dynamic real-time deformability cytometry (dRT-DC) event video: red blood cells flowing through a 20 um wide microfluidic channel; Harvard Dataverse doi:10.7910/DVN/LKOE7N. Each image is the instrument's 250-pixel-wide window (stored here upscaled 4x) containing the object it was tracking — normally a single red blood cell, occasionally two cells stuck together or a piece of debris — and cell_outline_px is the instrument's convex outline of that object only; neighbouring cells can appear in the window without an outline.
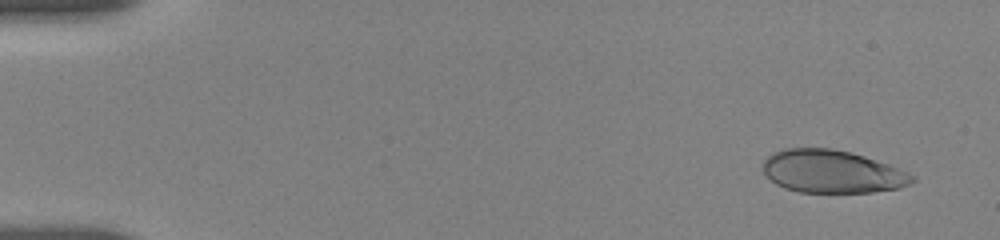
{"species": "human", "species_latin": "Homo sapiens", "temperature_condition": "room temperature", "stored_images_in_passage": 9, "camera_frame_rate_fps": 3000, "um_per_image_px": 0.085, "donor": {"sex": "female"}, "frame": {"image": 1, "passage_image": 1, "time_ms": 0.0, "image_size_px": [1000, 240], "cell_outline_px": [[916, 180], [912, 184], [900, 188], [872, 192], [800, 192], [784, 188], [776, 184], [764, 172], [764, 160], [772, 152], [784, 148], [832, 148], [864, 156], [888, 164], [908, 172], [916, 176]], "centroid_in_image_um": [70.76, 14.58], "position_along_channel_um": 14.2, "area_um2": 37.28}}
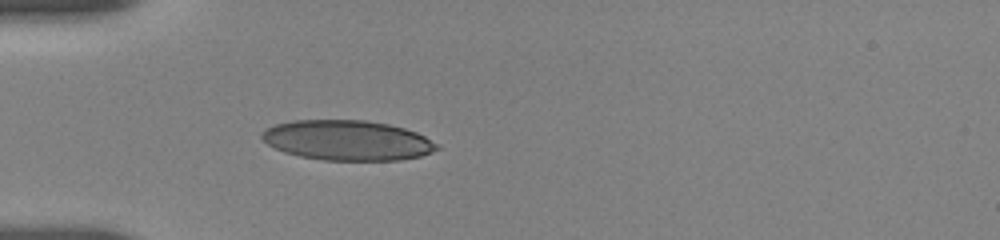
{"frame": {"image": 2, "passage_image": 6, "time_ms": 4.333, "image_size_px": [1000, 240], "cell_outline_px": [[440, 148], [420, 156], [400, 160], [324, 160], [300, 156], [284, 152], [268, 144], [260, 136], [260, 132], [264, 128], [276, 124], [296, 120], [364, 120], [388, 124], [404, 128], [416, 132], [440, 144]], "centroid_in_image_um": [29.52, 11.92], "position_along_channel_um": 55.5, "area_um2": 40.86}}
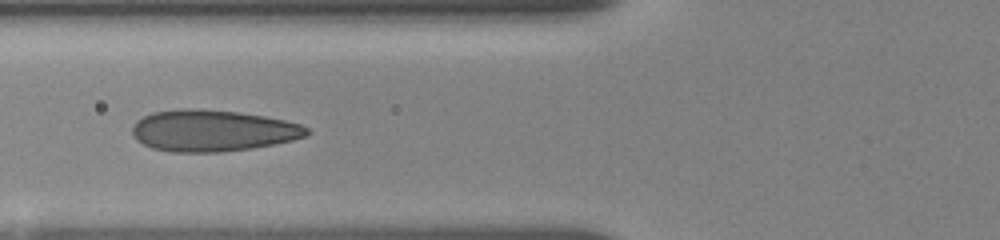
{"frame": {"image": 3, "passage_image": 8, "time_ms": 6.0, "image_size_px": [1000, 240], "cell_outline_px": [[308, 132], [304, 136], [292, 140], [252, 148], [220, 152], [172, 152], [152, 148], [136, 140], [132, 132], [132, 124], [136, 120], [152, 112], [180, 108], [200, 108], [236, 112], [264, 116], [284, 120], [300, 124], [308, 128]], "centroid_in_image_um": [18.01, 11.1], "position_along_channel_um": 107.8, "area_um2": 42.19}}